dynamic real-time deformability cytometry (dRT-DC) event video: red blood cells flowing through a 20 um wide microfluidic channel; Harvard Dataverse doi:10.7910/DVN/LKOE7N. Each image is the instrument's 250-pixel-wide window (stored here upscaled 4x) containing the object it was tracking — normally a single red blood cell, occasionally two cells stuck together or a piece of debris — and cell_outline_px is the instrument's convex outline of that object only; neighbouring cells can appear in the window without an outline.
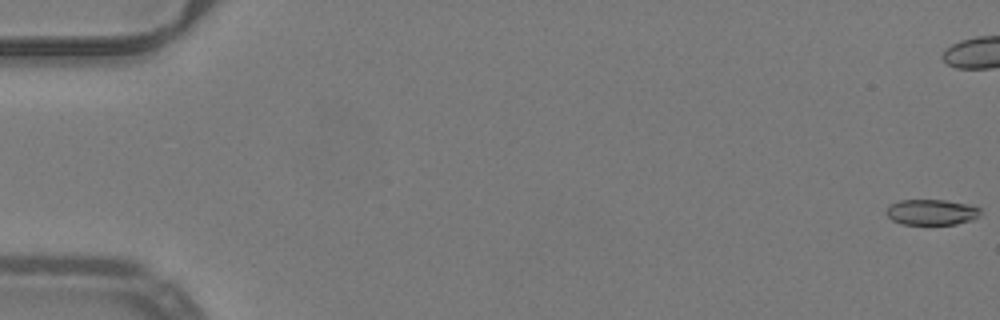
{"species": "common noctule bat (a hibernating species)", "species_latin": "Nyctalus noctula", "temperature_condition": "warm", "stored_images_in_passage": 54, "camera_frame_rate_fps": 3000, "um_per_image_px": 0.085, "animal": {"sex": "male", "body_mass_g": 19.2, "forearm_length_mm": 51.8}, "frame": {"image": 1, "passage_image": 1, "time_ms": 0.0, "image_size_px": [1000, 320], "cell_outline_px": [[980, 216], [972, 220], [956, 224], [904, 224], [892, 220], [884, 212], [888, 204], [900, 200], [944, 200], [964, 204], [980, 208]], "centroid_in_image_um": [79.13, 18.03], "position_along_channel_um": 5.9, "area_um2": 14.05}, "authors_computed_cell_mechanics": {"area_um2": 15.6638, "velocity_mm_per_s": 4.0137, "shape_relaxation_time_tau1_ms": null, "shape_relaxation_time_tau2_ms": 4.1302, "deformation_change_tau1": null, "deformation_change_tau2": 0.1245}}